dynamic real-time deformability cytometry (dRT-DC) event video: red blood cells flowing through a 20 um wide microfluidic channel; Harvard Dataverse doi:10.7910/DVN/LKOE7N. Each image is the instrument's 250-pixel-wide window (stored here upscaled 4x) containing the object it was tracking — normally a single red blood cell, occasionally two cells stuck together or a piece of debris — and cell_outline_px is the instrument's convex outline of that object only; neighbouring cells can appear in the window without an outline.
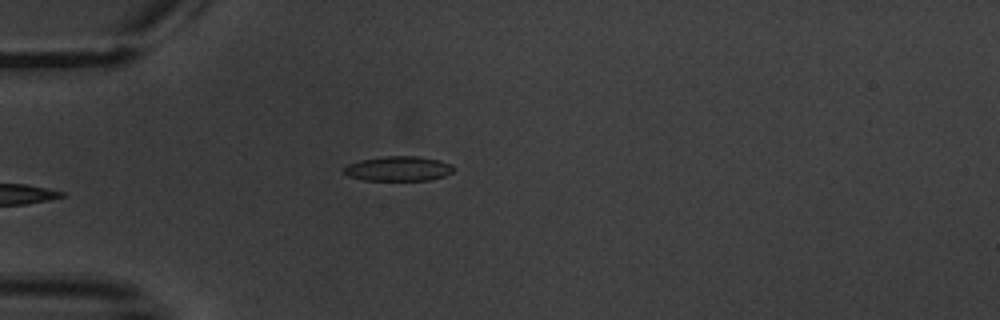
{"species": "common noctule bat (a hibernating species)", "species_latin": "Nyctalus noctula", "temperature_condition": "warm", "stored_images_in_passage": 2, "camera_frame_rate_fps": 3000, "um_per_image_px": 0.085, "animal": {"sex": "male", "body_mass_g": 20.1, "forearm_length_mm": 53.5}, "frame": {"image": 1, "passage_image": 2, "time_ms": 1.0, "image_size_px": [1000, 320], "cell_outline_px": [[456, 168], [452, 172], [444, 176], [428, 180], [364, 180], [348, 176], [340, 172], [348, 164], [360, 160], [384, 156], [416, 156], [440, 160], [452, 164]], "centroid_in_image_um": [33.85, 14.33], "position_along_channel_um": 51.1, "area_um2": 15.95}}